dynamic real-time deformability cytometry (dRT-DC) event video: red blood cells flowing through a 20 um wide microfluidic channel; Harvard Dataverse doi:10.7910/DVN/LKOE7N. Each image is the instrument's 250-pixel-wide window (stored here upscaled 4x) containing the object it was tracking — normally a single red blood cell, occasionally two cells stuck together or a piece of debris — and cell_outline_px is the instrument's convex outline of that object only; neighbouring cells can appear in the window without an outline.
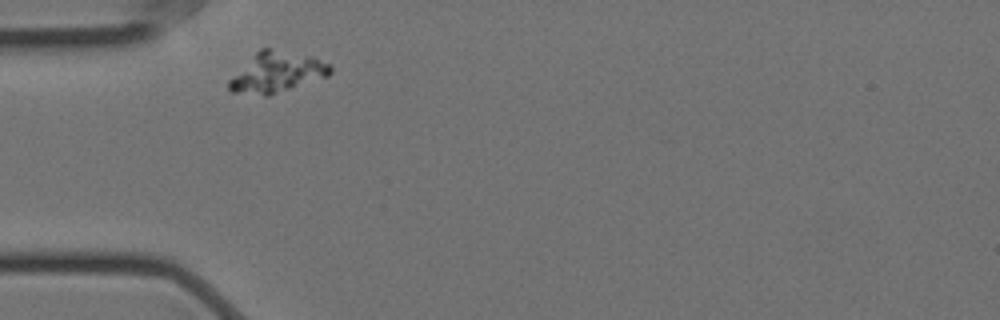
{"species": "Egyptian fruit bat (a non-hibernating species)", "species_latin": "Rousettus aegyptiacus", "temperature_condition": "cold", "stored_images_in_passage": 2, "camera_frame_rate_fps": 3000, "um_per_image_px": 0.085, "animal": {"sex": "female"}, "frame": {"image": 1, "passage_image": 1, "time_ms": 0.0, "image_size_px": [1000, 320], "cell_outline_px": [[332, 72], [328, 76], [268, 96], [264, 96], [232, 92], [228, 88], [228, 80], [260, 48], [268, 48], [308, 56], [328, 64], [332, 68]], "centroid_in_image_um": [23.49, 6.17], "position_along_channel_um": 61.5, "area_um2": 23.35}}